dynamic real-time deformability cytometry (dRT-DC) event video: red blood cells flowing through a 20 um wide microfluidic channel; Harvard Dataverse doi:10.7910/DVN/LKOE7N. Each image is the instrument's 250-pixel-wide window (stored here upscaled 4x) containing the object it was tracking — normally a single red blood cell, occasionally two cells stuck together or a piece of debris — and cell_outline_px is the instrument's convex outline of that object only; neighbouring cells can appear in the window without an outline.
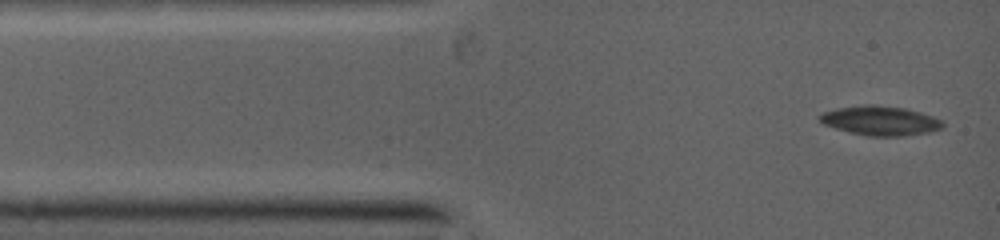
{"species": "common noctule bat (a hibernating species)", "species_latin": "Nyctalus noctula", "temperature_condition": "warm", "stored_images_in_passage": 15, "camera_frame_rate_fps": 5000, "um_per_image_px": 0.085, "animal": {"sex": "female", "body_mass_g": 19.0, "forearm_length_mm": 53.3}, "frame": {"image": 1, "passage_image": 1, "time_ms": 0.0, "image_size_px": [1000, 240], "cell_outline_px": [[944, 124], [940, 128], [928, 132], [900, 136], [872, 136], [852, 132], [836, 128], [824, 124], [820, 120], [820, 116], [824, 112], [836, 108], [864, 104], [876, 104], [908, 108], [932, 116], [940, 120]], "centroid_in_image_um": [74.83, 10.23], "position_along_channel_um": 10.2, "area_um2": 20.81}}
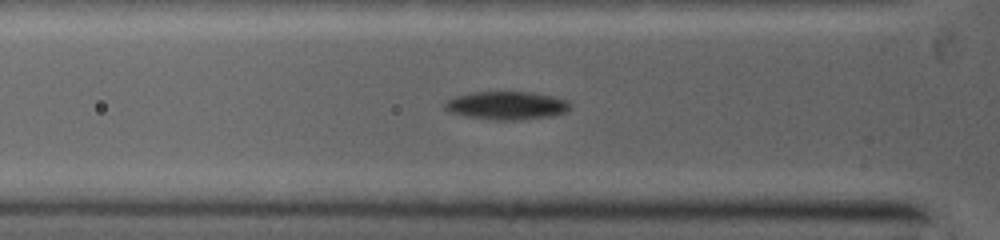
{"frame": {"image": 2, "passage_image": 9, "time_ms": 2.8, "image_size_px": [1000, 240], "cell_outline_px": [[568, 108], [564, 112], [552, 116], [520, 120], [496, 120], [468, 116], [452, 112], [444, 108], [444, 104], [448, 100], [456, 96], [476, 92], [532, 92], [564, 100], [568, 104]], "centroid_in_image_um": [43.03, 8.97], "position_along_channel_um": 82.8, "area_um2": 20.0}}
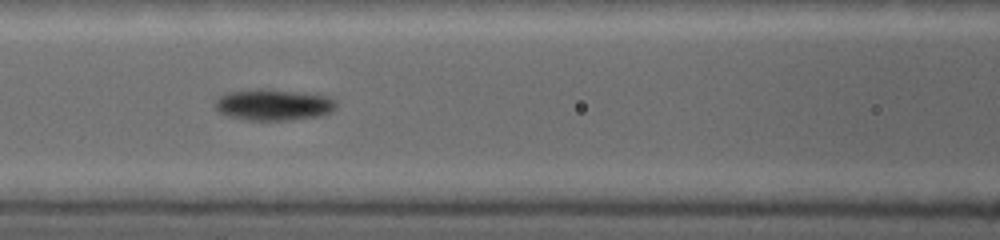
{"frame": {"image": 3, "passage_image": 13, "time_ms": 4.2, "image_size_px": [1000, 240], "cell_outline_px": [[336, 104], [328, 112], [320, 116], [284, 120], [252, 120], [232, 116], [216, 108], [216, 104], [220, 96], [232, 92], [288, 92], [324, 96], [336, 100]], "centroid_in_image_um": [23.3, 8.96], "position_along_channel_um": 143.3, "area_um2": 20.06}}